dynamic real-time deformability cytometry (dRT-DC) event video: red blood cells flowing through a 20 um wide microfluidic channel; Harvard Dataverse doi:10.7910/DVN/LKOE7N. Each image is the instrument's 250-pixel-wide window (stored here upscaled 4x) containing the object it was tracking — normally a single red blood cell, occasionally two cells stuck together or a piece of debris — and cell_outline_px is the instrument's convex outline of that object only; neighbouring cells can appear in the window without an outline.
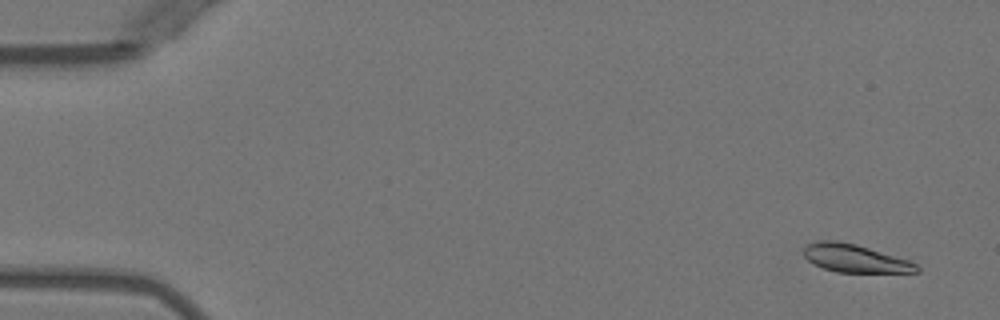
{"species": "Egyptian fruit bat (a non-hibernating species)", "species_latin": "Rousettus aegyptiacus", "temperature_condition": "warm", "stored_images_in_passage": 5, "segment_of_instrument_passage": [1, 2], "camera_frame_rate_fps": 3000, "um_per_image_px": 0.085, "animal": {"sex": "female"}, "frame": {"image": 1, "passage_image": 1, "time_ms": 0.0, "image_size_px": [1000, 320], "cell_outline_px": [[920, 272], [836, 272], [824, 268], [808, 260], [804, 256], [804, 248], [808, 244], [816, 240], [836, 240], [856, 244], [908, 260], [916, 264], [920, 268]], "centroid_in_image_um": [72.66, 21.95], "position_along_channel_um": 12.3, "area_um2": 18.21}}
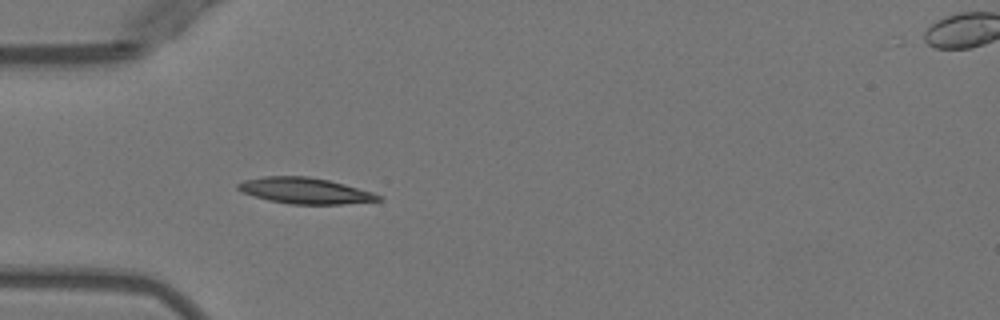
{"frame": {"image": 2, "passage_image": 4, "time_ms": 4.333, "image_size_px": [1000, 320], "cell_outline_px": [[384, 200], [344, 204], [292, 204], [268, 200], [244, 192], [236, 188], [236, 184], [244, 180], [264, 176], [308, 176], [328, 180], [344, 184], [372, 192], [384, 196]], "centroid_in_image_um": [25.97, 16.21], "position_along_channel_um": 59.0, "area_um2": 21.21}}